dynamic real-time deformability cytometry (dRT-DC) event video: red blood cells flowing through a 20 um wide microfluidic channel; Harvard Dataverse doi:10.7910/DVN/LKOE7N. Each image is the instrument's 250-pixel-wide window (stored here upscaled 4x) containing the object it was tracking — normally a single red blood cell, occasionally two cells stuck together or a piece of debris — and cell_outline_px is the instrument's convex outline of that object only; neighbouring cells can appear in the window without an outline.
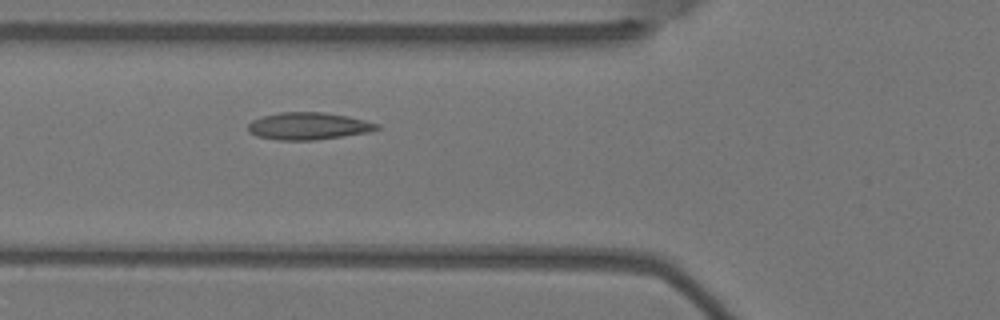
{"species": "Egyptian fruit bat (a non-hibernating species)", "species_latin": "Rousettus aegyptiacus", "temperature_condition": "warm", "stored_images_in_passage": 5, "camera_frame_rate_fps": 3000, "um_per_image_px": 0.085, "animal": {"sex": "female"}, "frame": {"image": 1, "passage_image": 5, "time_ms": 1.333, "image_size_px": [1000, 320], "cell_outline_px": [[380, 128], [368, 132], [344, 136], [316, 140], [280, 140], [256, 136], [248, 132], [248, 124], [252, 120], [264, 116], [280, 112], [324, 112], [348, 116], [380, 124]], "centroid_in_image_um": [26.21, 10.71], "position_along_channel_um": 99.6, "area_um2": 20.46}}